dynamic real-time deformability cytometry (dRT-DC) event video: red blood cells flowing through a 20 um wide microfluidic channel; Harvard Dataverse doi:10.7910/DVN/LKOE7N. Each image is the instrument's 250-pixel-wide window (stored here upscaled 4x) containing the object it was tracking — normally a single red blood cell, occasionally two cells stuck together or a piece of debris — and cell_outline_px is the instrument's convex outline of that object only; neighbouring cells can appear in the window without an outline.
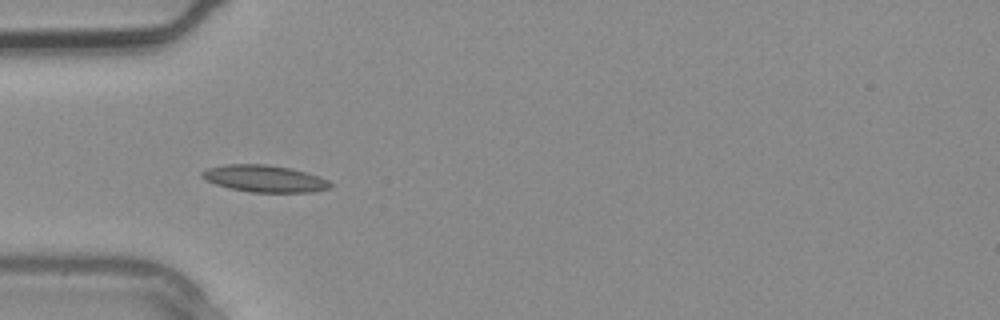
{"species": "common noctule bat (a hibernating species)", "species_latin": "Nyctalus noctula", "temperature_condition": "warm", "stored_images_in_passage": 3, "camera_frame_rate_fps": 3000, "um_per_image_px": 0.085, "animal": {"sex": "male", "body_mass_g": 20.4}, "frame": {"image": 1, "passage_image": 3, "time_ms": 0.667, "image_size_px": [1000, 320], "cell_outline_px": [[332, 188], [312, 192], [248, 192], [228, 188], [204, 180], [200, 176], [200, 172], [208, 168], [224, 164], [268, 164], [292, 168], [328, 180], [332, 184]], "centroid_in_image_um": [22.44, 15.18], "position_along_channel_um": 62.6, "area_um2": 20.29}}